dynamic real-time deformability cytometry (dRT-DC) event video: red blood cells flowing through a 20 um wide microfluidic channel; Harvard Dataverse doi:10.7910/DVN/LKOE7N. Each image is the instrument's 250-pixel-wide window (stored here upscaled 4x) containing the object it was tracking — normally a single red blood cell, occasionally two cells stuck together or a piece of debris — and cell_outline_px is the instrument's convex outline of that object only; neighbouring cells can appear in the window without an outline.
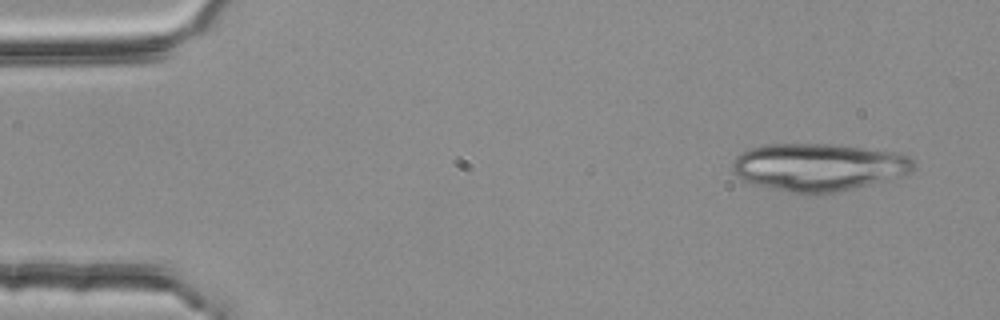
{"species": "common noctule bat (a hibernating species)", "species_latin": "Nyctalus noctula", "temperature_condition": "room temperature", "stored_images_in_passage": 3, "camera_frame_rate_fps": 3000, "um_per_image_px": 0.085, "animal": {"sex": "female", "body_mass_g": 25.1}, "frame": {"image": 1, "passage_image": 1, "time_ms": 0.0, "image_size_px": [1000, 320], "cell_outline_px": [[916, 168], [912, 172], [904, 176], [840, 192], [816, 196], [804, 196], [752, 184], [744, 180], [732, 172], [732, 164], [736, 156], [740, 152], [748, 148], [764, 144], [836, 144], [900, 152], [908, 156], [916, 164]], "centroid_in_image_um": [69.6, 14.23], "position_along_channel_um": 15.4, "area_um2": 51.73}}